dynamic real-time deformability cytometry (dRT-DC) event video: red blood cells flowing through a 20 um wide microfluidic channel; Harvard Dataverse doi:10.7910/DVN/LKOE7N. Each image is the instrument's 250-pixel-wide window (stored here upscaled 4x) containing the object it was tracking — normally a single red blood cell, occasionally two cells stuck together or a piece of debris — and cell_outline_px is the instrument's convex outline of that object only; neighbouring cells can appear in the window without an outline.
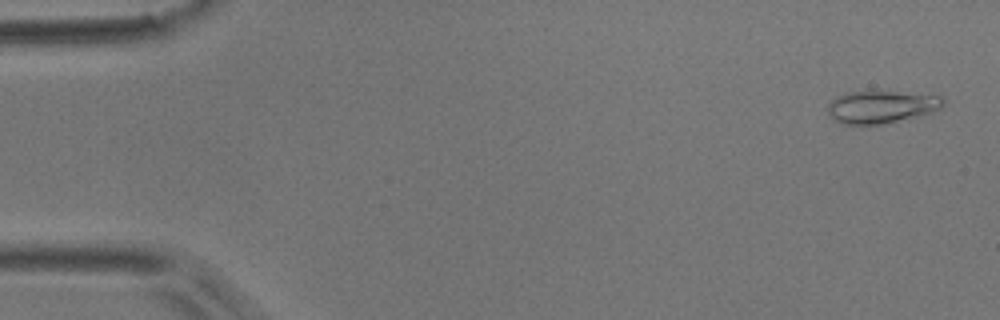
{"species": "common noctule bat (a hibernating species)", "species_latin": "Nyctalus noctula", "temperature_condition": "room temperature", "stored_images_in_passage": 5, "camera_frame_rate_fps": 3000, "um_per_image_px": 0.085, "animal": {"sex": "male", "body_mass_g": 17.9}, "frame": {"image": 1, "passage_image": 1, "time_ms": 0.0, "image_size_px": [1000, 320], "cell_outline_px": [[944, 104], [940, 108], [932, 112], [868, 128], [844, 124], [828, 116], [828, 104], [836, 96], [848, 92], [872, 88], [888, 88], [940, 96], [944, 100]], "centroid_in_image_um": [74.88, 9.05], "position_along_channel_um": 10.1, "area_um2": 23.52}}
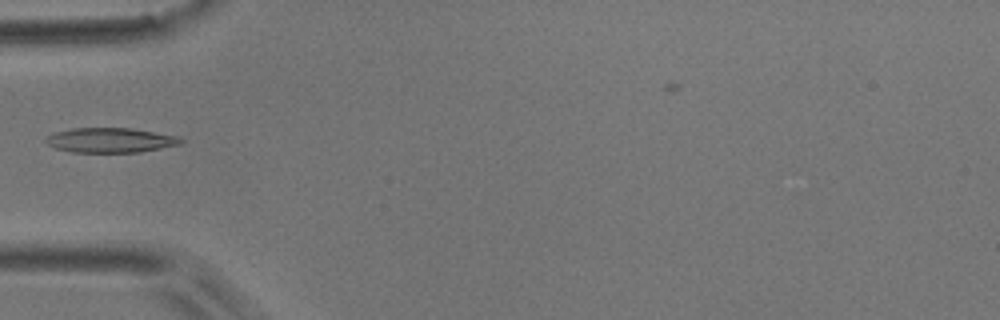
{"frame": {"image": 2, "passage_image": 5, "time_ms": 5.333, "image_size_px": [1000, 320], "cell_outline_px": [[184, 140], [180, 144], [140, 152], [72, 152], [56, 148], [48, 144], [44, 140], [48, 136], [56, 132], [72, 128], [128, 128], [176, 136]], "centroid_in_image_um": [9.35, 11.92], "position_along_channel_um": 75.6, "area_um2": 19.13}}